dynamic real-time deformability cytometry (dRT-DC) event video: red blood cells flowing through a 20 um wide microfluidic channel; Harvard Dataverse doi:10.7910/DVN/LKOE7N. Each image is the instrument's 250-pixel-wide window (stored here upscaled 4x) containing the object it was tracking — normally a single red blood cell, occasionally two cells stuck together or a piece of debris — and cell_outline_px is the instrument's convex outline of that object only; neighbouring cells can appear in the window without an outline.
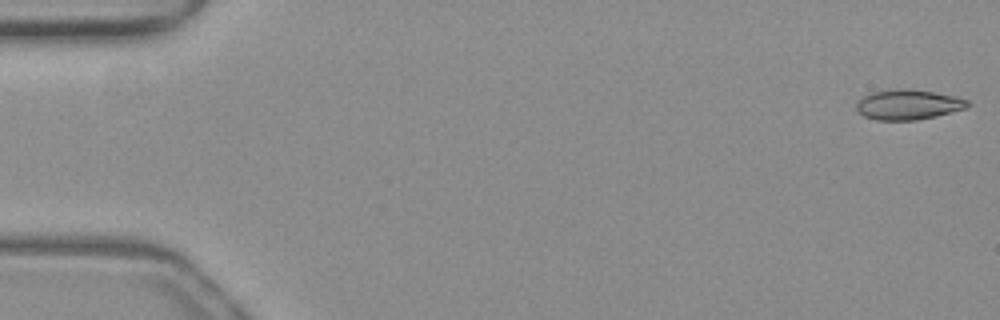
{"species": "common noctule bat (a hibernating species)", "species_latin": "Nyctalus noctula", "temperature_condition": "warm", "stored_images_in_passage": 51, "camera_frame_rate_fps": 3000, "um_per_image_px": 0.085, "animal": {"sex": "female", "body_mass_g": 19.3, "forearm_length_mm": 54.1}, "frame": {"image": 1, "passage_image": 1, "time_ms": 0.0, "image_size_px": [1000, 320], "cell_outline_px": [[972, 104], [964, 108], [936, 116], [916, 120], [876, 120], [864, 116], [856, 112], [856, 104], [864, 96], [872, 92], [932, 92], [956, 96], [968, 100]], "centroid_in_image_um": [77.2, 8.95], "position_along_channel_um": 7.8, "area_um2": 18.5}}
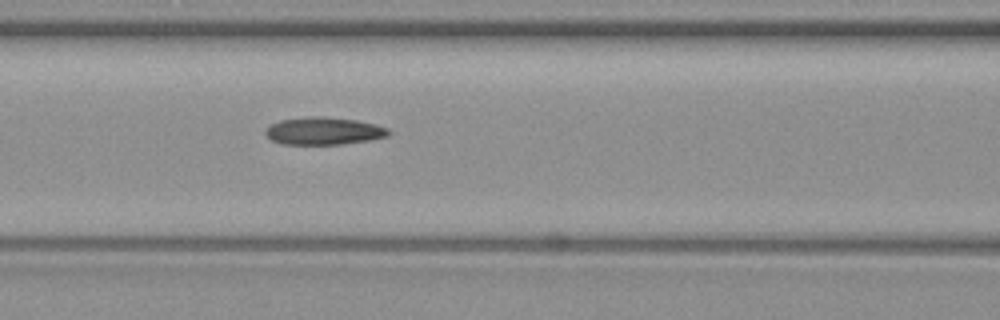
{"frame": {"image": 2, "passage_image": 22, "time_ms": 7.0, "image_size_px": [1000, 320], "cell_outline_px": [[392, 132], [388, 136], [368, 140], [340, 144], [284, 144], [272, 140], [264, 132], [272, 124], [280, 120], [308, 116], [320, 116], [356, 120], [376, 124], [388, 128]], "centroid_in_image_um": [27.55, 11.12], "position_along_channel_um": 139.1, "area_um2": 19.59}}
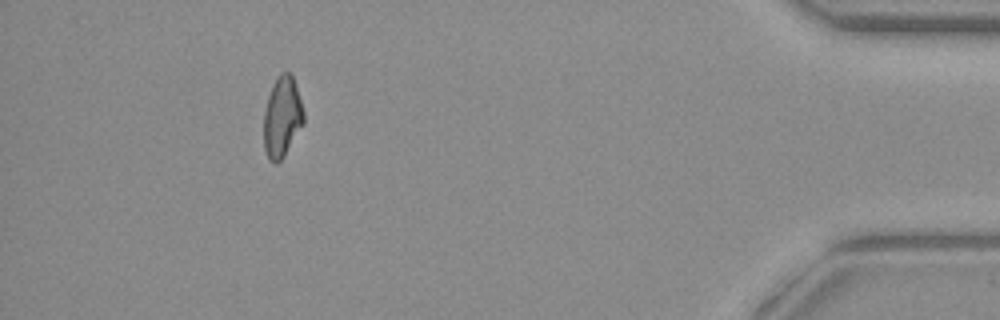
{"frame": {"image": 3, "passage_image": 47, "time_ms": 15.333, "image_size_px": [1000, 320], "cell_outline_px": [[304, 124], [284, 156], [276, 164], [268, 160], [264, 148], [264, 112], [268, 96], [280, 72], [288, 72], [292, 76], [304, 112]], "centroid_in_image_um": [23.98, 10.0], "position_along_channel_um": 411.2, "area_um2": 18.55}, "authors_computed_cell_mechanics": {"area_um2": 19.2474, "velocity_mm_per_s": 4.0078, "shape_relaxation_time_tau1_ms": 6.7227, "shape_relaxation_time_tau2_ms": 3.666, "deformation_change_tau1": 0.1855, "deformation_change_tau2": 0.1186}}